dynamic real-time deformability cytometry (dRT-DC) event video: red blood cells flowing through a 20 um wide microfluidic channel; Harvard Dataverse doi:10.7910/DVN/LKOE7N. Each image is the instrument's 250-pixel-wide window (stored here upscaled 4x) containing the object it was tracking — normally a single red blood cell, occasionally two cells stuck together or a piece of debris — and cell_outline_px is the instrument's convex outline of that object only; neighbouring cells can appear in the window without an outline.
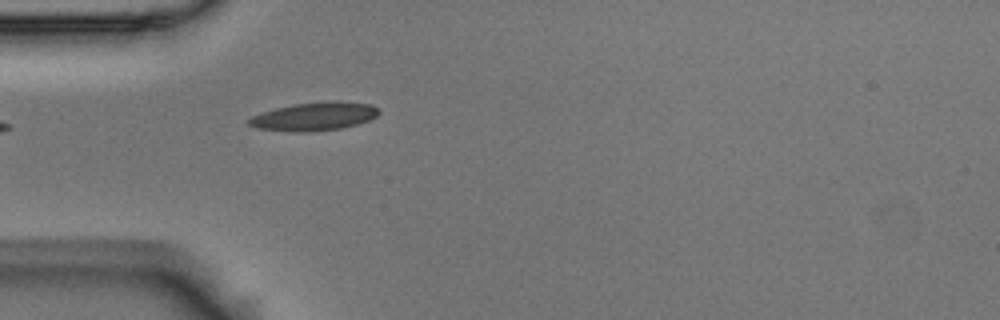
{"species": "Egyptian fruit bat (a non-hibernating species)", "species_latin": "Rousettus aegyptiacus", "temperature_condition": "room temperature", "stored_images_in_passage": 4, "camera_frame_rate_fps": 3000, "um_per_image_px": 0.085, "animal": {"sex": "male"}, "frame": {"image": 1, "passage_image": 4, "time_ms": 1.0, "image_size_px": [1000, 320], "cell_outline_px": [[380, 112], [376, 116], [368, 120], [356, 124], [340, 128], [300, 132], [296, 132], [256, 128], [248, 124], [248, 120], [252, 116], [276, 108], [296, 104], [372, 104]], "centroid_in_image_um": [26.63, 9.95], "position_along_channel_um": 58.4, "area_um2": 20.0}}